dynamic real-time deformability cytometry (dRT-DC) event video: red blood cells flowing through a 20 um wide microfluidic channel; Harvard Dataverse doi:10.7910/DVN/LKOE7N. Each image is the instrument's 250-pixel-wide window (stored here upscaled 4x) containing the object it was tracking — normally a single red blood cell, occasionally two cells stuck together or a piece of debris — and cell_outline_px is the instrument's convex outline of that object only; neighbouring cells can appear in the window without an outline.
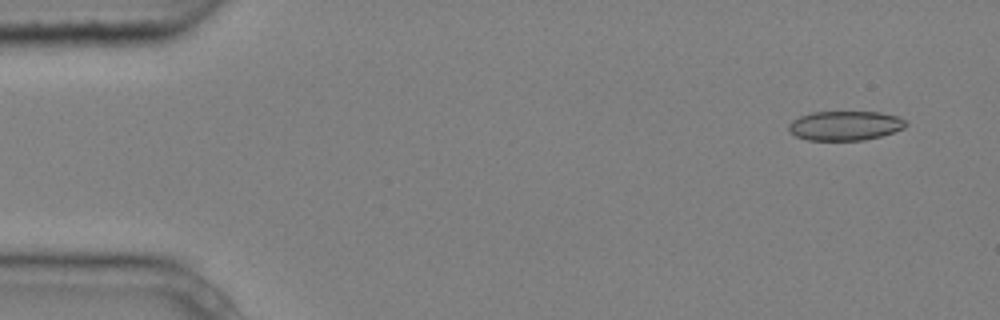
{"species": "common noctule bat (a hibernating species)", "species_latin": "Nyctalus noctula", "temperature_condition": "cold", "stored_images_in_passage": 2, "segment_of_instrument_passage": [2, 2], "camera_frame_rate_fps": 3000, "um_per_image_px": 0.085, "animal": {"sex": "male", "body_mass_g": 20.4}, "frame": {"image": 1, "passage_image": 2, "time_ms": 0.333, "image_size_px": [1000, 320], "cell_outline_px": [[908, 124], [904, 128], [880, 136], [864, 140], [808, 140], [796, 136], [788, 128], [788, 124], [792, 120], [800, 116], [812, 112], [880, 112], [896, 116], [904, 120]], "centroid_in_image_um": [71.82, 10.68], "position_along_channel_um": 13.2, "area_um2": 19.94}}